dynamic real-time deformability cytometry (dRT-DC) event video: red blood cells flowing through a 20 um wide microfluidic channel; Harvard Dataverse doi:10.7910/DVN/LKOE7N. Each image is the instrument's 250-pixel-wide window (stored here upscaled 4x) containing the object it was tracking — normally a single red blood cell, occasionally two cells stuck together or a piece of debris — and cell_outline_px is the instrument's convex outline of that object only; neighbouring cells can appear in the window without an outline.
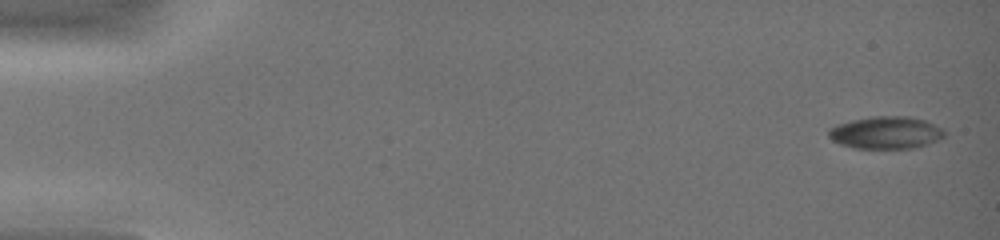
{"species": "common noctule bat (a hibernating species)", "species_latin": "Nyctalus noctula", "temperature_condition": "warm", "stored_images_in_passage": 45, "camera_frame_rate_fps": 3000, "um_per_image_px": 0.085, "animal": {"sex": "female", "body_mass_g": 19.0, "forearm_length_mm": 51.5}, "frame": {"image": 1, "passage_image": 2, "time_ms": 0.333, "image_size_px": [1000, 240], "cell_outline_px": [[944, 136], [936, 140], [912, 148], [852, 148], [840, 144], [832, 140], [828, 136], [828, 128], [836, 124], [852, 120], [872, 116], [912, 116], [924, 120], [944, 128]], "centroid_in_image_um": [75.26, 11.26], "position_along_channel_um": 9.7, "area_um2": 21.85}}
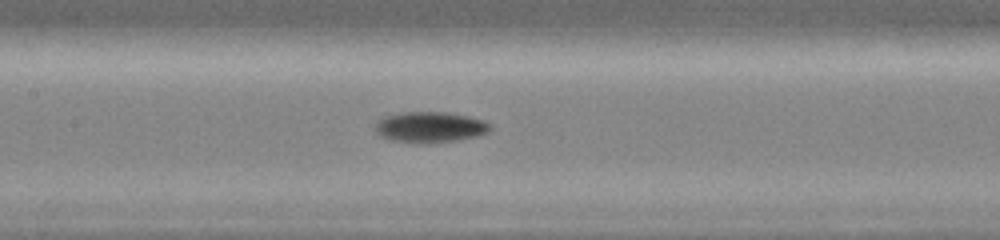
{"frame": {"image": 2, "passage_image": 24, "time_ms": 7.667, "image_size_px": [1000, 240], "cell_outline_px": [[492, 128], [488, 132], [480, 136], [460, 140], [428, 144], [412, 144], [388, 140], [380, 136], [376, 132], [376, 120], [384, 116], [400, 112], [448, 112], [468, 116], [484, 120], [492, 124]], "centroid_in_image_um": [36.56, 10.83], "position_along_channel_um": 170.8, "area_um2": 21.39}}
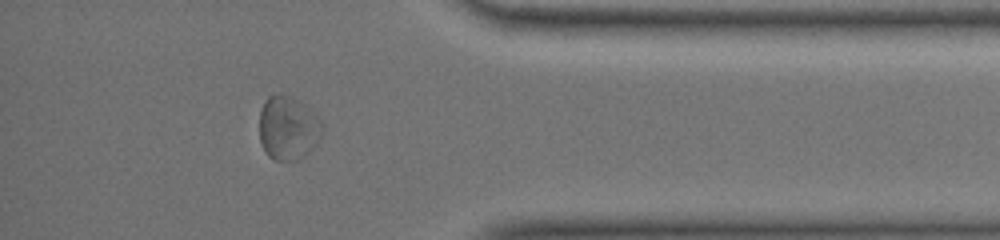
{"frame": {"image": 3, "passage_image": 41, "time_ms": 13.333, "image_size_px": [1000, 240], "cell_outline_px": [[324, 132], [316, 144], [304, 156], [296, 160], [272, 160], [268, 156], [260, 140], [260, 112], [264, 100], [268, 96], [292, 96], [300, 100], [324, 124]], "centroid_in_image_um": [24.5, 10.89], "position_along_channel_um": 410.7, "area_um2": 23.35}, "authors_computed_cell_mechanics": {"area_um2": 20.6346, "velocity_mm_per_s": 4.3887, "shape_relaxation_time_tau1_ms": 1.7023, "shape_relaxation_time_tau2_ms": null, "deformation_change_tau1": 0.0914, "deformation_change_tau2": null}}